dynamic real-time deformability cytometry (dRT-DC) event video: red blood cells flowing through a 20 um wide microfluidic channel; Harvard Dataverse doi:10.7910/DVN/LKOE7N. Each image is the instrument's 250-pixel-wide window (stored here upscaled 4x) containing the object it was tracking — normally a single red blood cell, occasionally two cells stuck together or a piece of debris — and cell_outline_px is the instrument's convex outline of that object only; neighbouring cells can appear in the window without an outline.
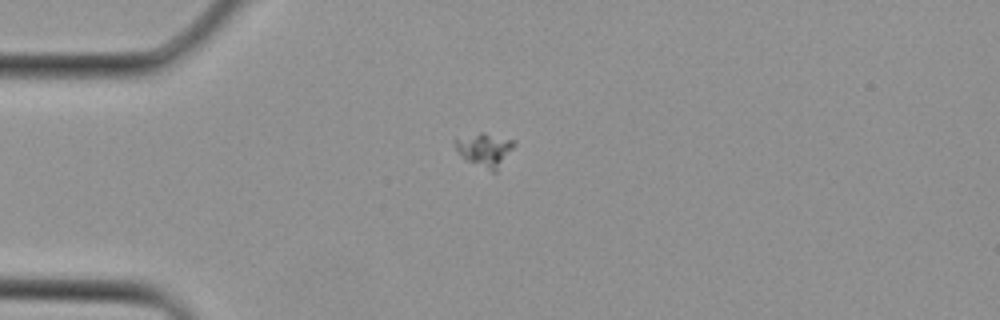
{"species": "Egyptian fruit bat (a non-hibernating species)", "species_latin": "Rousettus aegyptiacus", "temperature_condition": "cold", "stored_images_in_passage": 3, "camera_frame_rate_fps": 3000, "um_per_image_px": 0.085, "animal": {"sex": "female"}, "frame": {"image": 1, "passage_image": 2, "time_ms": 0.333, "image_size_px": [1000, 320], "cell_outline_px": [[516, 144], [496, 172], [492, 172], [468, 160], [456, 148], [452, 140], [480, 132], [484, 132], [516, 140]], "centroid_in_image_um": [41.26, 12.7], "position_along_channel_um": 43.7, "area_um2": 11.33}}